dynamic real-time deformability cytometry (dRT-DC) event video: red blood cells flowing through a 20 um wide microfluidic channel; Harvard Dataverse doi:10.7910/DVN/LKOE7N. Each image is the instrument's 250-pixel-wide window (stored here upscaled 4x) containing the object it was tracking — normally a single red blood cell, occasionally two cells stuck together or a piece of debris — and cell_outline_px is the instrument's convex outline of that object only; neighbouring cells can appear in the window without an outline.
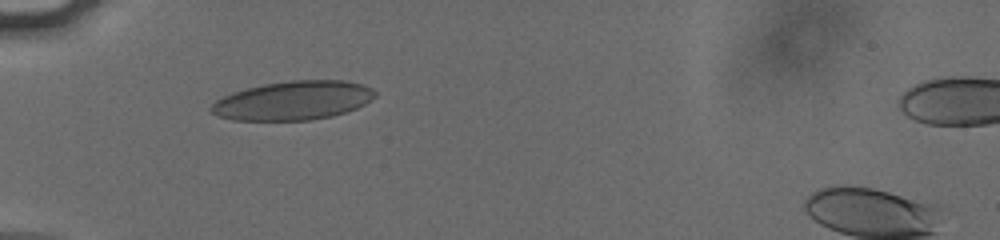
{"species": "human", "species_latin": "Homo sapiens", "temperature_condition": "cold", "stored_images_in_passage": 40, "camera_frame_rate_fps": 3000, "um_per_image_px": 0.085, "donor": {"sex": "male"}, "frame": {"image": 1, "passage_image": 4, "time_ms": 1.0, "image_size_px": [1000, 240], "cell_outline_px": [[376, 96], [364, 104], [348, 112], [332, 116], [312, 120], [232, 120], [220, 116], [212, 112], [208, 108], [216, 100], [232, 92], [264, 84], [292, 80], [344, 80], [360, 84], [372, 88], [376, 92]], "centroid_in_image_um": [24.93, 8.55], "position_along_channel_um": 60.1, "area_um2": 37.11}}
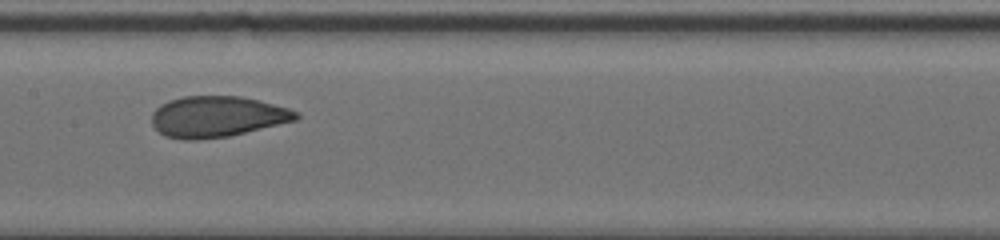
{"frame": {"image": 2, "passage_image": 15, "time_ms": 4.667, "image_size_px": [1000, 240], "cell_outline_px": [[300, 116], [296, 120], [228, 136], [196, 140], [184, 140], [164, 136], [152, 124], [152, 112], [160, 104], [168, 100], [184, 96], [240, 96], [288, 108], [300, 112]], "centroid_in_image_um": [18.42, 9.91], "position_along_channel_um": 189.0, "area_um2": 34.33}}
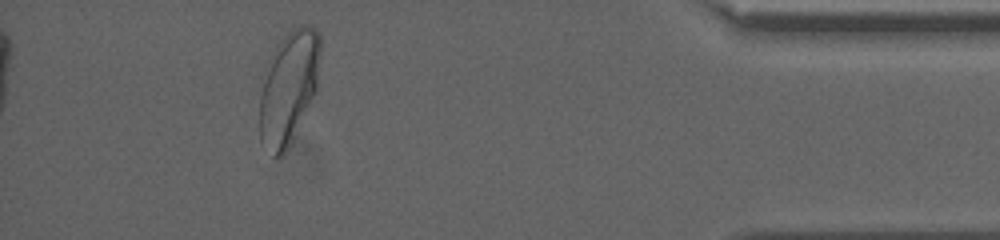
{"frame": {"image": 3, "passage_image": 36, "time_ms": 11.667, "image_size_px": [1000, 240], "cell_outline_px": [[320, 56], [316, 92], [288, 148], [276, 160], [260, 140], [260, 76], [276, 44], [292, 28], [304, 24], [312, 24], [320, 32]], "centroid_in_image_um": [24.52, 7.38], "position_along_channel_um": 410.7, "area_um2": 40.75}, "authors_computed_cell_mechanics": {"area_um2": 35.2002, "velocity_mm_per_s": 3.799, "shape_relaxation_time_tau1_ms": 5.26, "shape_relaxation_time_tau2_ms": null, "deformation_change_tau1": 0.1458, "deformation_change_tau2": null}}